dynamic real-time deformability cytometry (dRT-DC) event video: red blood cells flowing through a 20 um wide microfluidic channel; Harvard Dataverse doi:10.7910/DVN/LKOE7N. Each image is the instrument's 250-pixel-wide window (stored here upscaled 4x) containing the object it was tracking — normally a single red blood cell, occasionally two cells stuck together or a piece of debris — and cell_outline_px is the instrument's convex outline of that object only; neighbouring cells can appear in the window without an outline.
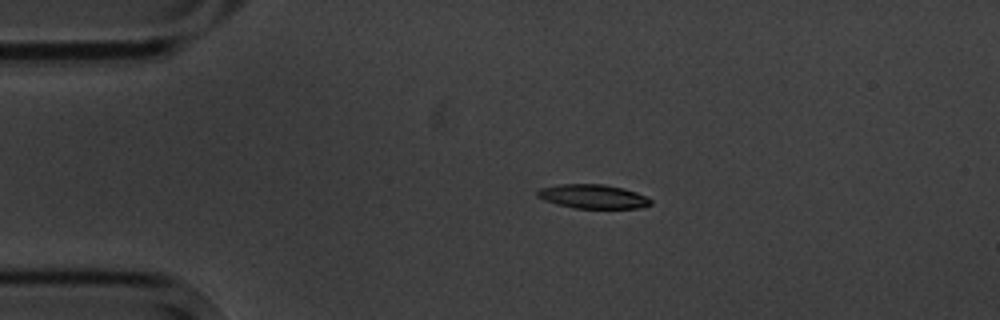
{"species": "common noctule bat (a hibernating species)", "species_latin": "Nyctalus noctula", "temperature_condition": "cold", "stored_images_in_passage": 2, "camera_frame_rate_fps": 3000, "um_per_image_px": 0.085, "animal": {"sex": "male", "body_mass_g": 20.1, "forearm_length_mm": 53.5}, "frame": {"image": 1, "passage_image": 1, "time_ms": 0.0, "image_size_px": [1000, 320], "cell_outline_px": [[652, 204], [640, 208], [576, 208], [556, 204], [544, 200], [536, 196], [536, 192], [540, 188], [556, 184], [604, 184], [624, 188], [636, 192], [652, 200]], "centroid_in_image_um": [50.38, 16.69], "position_along_channel_um": 34.6, "area_um2": 15.95}}